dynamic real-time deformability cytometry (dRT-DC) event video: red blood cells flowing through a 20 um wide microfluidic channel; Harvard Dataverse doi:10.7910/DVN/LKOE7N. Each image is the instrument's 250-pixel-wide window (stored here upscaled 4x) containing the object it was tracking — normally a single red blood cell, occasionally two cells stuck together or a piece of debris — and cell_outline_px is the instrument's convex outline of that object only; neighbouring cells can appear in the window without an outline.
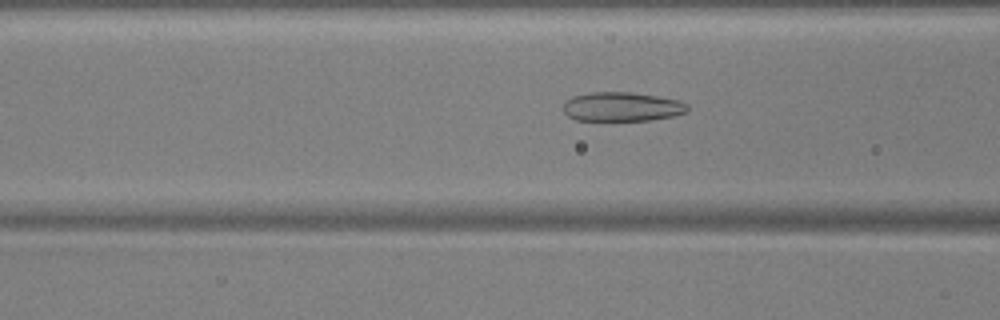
{"species": "common noctule bat (a hibernating species)", "species_latin": "Nyctalus noctula", "temperature_condition": "warm", "stored_images_in_passage": 50, "camera_frame_rate_fps": 3000, "um_per_image_px": 0.085, "animal": {"sex": "male", "body_mass_g": 17.9, "forearm_length_mm": 54.2}, "frame": {"image": 1, "passage_image": 18, "time_ms": 5.667, "image_size_px": [1000, 320], "cell_outline_px": [[688, 112], [672, 116], [648, 120], [576, 120], [568, 116], [564, 112], [564, 104], [572, 96], [588, 92], [632, 92], [656, 96], [676, 100], [688, 104]], "centroid_in_image_um": [52.85, 9.07], "position_along_channel_um": 113.7, "area_um2": 20.98}}
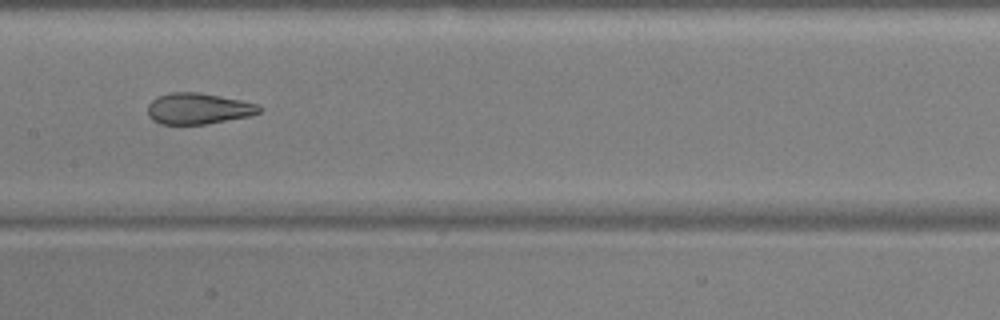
{"frame": {"image": 2, "passage_image": 24, "time_ms": 7.667, "image_size_px": [1000, 320], "cell_outline_px": [[260, 112], [248, 116], [204, 124], [160, 124], [152, 120], [148, 116], [148, 104], [156, 96], [168, 92], [196, 92], [220, 96], [260, 104]], "centroid_in_image_um": [16.8, 9.22], "position_along_channel_um": 190.6, "area_um2": 20.17}}
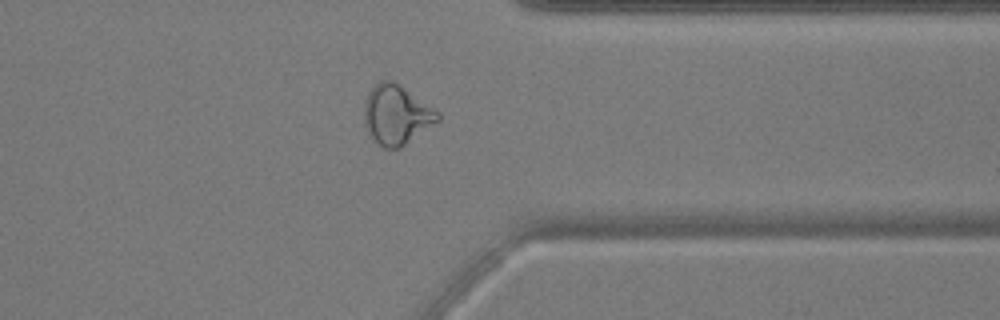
{"frame": {"image": 3, "passage_image": 39, "time_ms": 12.667, "image_size_px": [1000, 320], "cell_outline_px": [[440, 120], [400, 148], [384, 148], [372, 140], [364, 124], [364, 100], [368, 92], [380, 80], [392, 80], [400, 84], [440, 112]], "centroid_in_image_um": [33.69, 9.75], "position_along_channel_um": 377.7, "area_um2": 25.72}, "authors_computed_cell_mechanics": {"area_um2": 23.409, "velocity_mm_per_s": 3.8228, "shape_relaxation_time_tau1_ms": 7.4194, "shape_relaxation_time_tau2_ms": 1.1402, "deformation_change_tau1": 0.2115, "deformation_change_tau2": 0.0967}}